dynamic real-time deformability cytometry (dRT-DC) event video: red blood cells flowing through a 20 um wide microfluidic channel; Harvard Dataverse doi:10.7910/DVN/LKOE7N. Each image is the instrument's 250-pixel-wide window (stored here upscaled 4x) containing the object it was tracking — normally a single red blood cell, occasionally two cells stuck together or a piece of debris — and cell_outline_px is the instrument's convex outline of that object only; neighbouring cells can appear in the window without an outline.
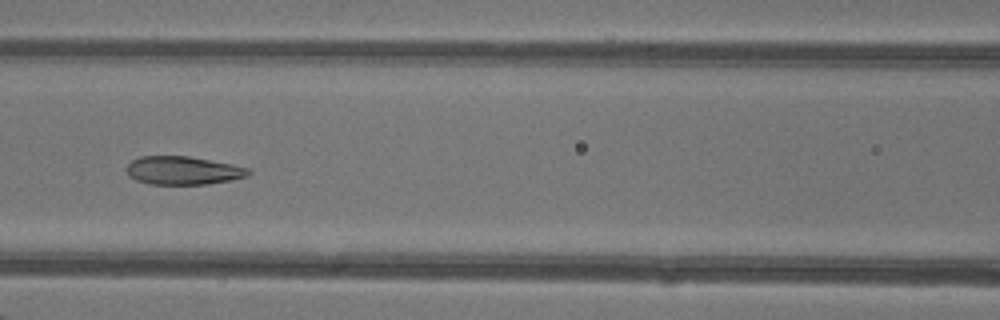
{"species": "common noctule bat (a hibernating species)", "species_latin": "Nyctalus noctula", "temperature_condition": "warm", "stored_images_in_passage": 30, "camera_frame_rate_fps": 3000, "um_per_image_px": 0.085, "animal": {"sex": "female"}, "frame": {"image": 1, "passage_image": 9, "time_ms": 2.667, "image_size_px": [1000, 320], "cell_outline_px": [[252, 172], [248, 176], [232, 180], [208, 184], [148, 184], [136, 180], [128, 176], [124, 168], [132, 160], [140, 156], [188, 156], [232, 164], [248, 168]], "centroid_in_image_um": [15.53, 14.49], "position_along_channel_um": 151.1, "area_um2": 20.29}, "authors_computed_cell_mechanics": {"area_um2": 21.0392, "velocity_mm_per_s": 4.3264, "shape_relaxation_time_tau1_ms": 4.4409, "shape_relaxation_time_tau2_ms": 1.2264, "deformation_change_tau1": 0.1608, "deformation_change_tau2": 0.0752}}